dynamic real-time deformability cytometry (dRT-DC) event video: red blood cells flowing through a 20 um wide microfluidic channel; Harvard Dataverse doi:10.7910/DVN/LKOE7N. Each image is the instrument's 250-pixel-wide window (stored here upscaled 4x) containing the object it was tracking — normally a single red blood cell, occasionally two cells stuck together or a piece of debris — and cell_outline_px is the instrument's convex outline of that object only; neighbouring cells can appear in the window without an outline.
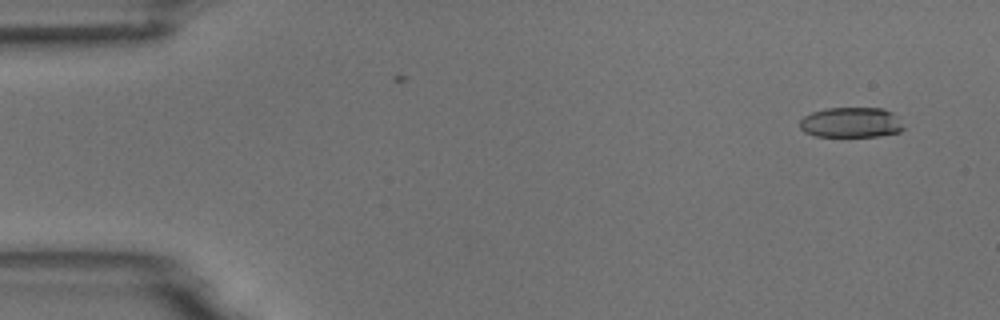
{"species": "common noctule bat (a hibernating species)", "species_latin": "Nyctalus noctula", "temperature_condition": "room temperature", "stored_images_in_passage": 2, "camera_frame_rate_fps": 3000, "um_per_image_px": 0.085, "animal": {"sex": "male", "body_mass_g": 18.8}, "frame": {"image": 1, "passage_image": 2, "time_ms": 1.333, "image_size_px": [1000, 320], "cell_outline_px": [[904, 128], [900, 132], [876, 136], [816, 136], [804, 132], [800, 128], [800, 120], [804, 116], [812, 112], [828, 108], [884, 108], [892, 112]], "centroid_in_image_um": [72.32, 10.41], "position_along_channel_um": 12.7, "area_um2": 18.15}}